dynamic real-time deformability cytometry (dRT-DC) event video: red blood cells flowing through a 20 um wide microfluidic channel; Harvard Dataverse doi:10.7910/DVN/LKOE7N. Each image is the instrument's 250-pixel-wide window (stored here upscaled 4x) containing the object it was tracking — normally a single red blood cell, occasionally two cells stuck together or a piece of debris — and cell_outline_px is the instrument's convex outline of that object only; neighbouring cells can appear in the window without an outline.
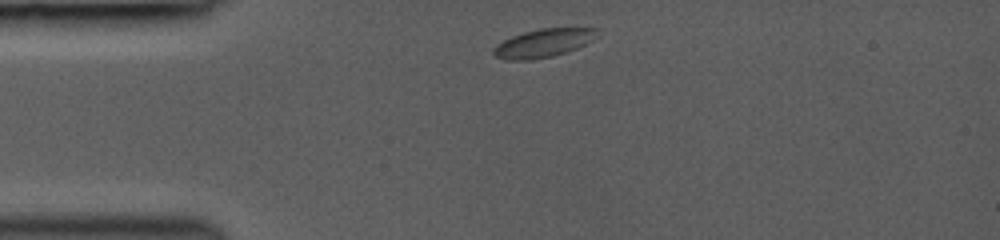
{"species": "common noctule bat (a hibernating species)", "species_latin": "Nyctalus noctula", "temperature_condition": "room temperature", "stored_images_in_passage": 7, "camera_frame_rate_fps": 3000, "um_per_image_px": 0.085, "animal": {"sex": "female", "body_mass_g": 19.0, "forearm_length_mm": 53.3}, "frame": {"image": 1, "passage_image": 1, "time_ms": 0.0, "image_size_px": [1000, 240], "cell_outline_px": [[604, 32], [592, 40], [576, 48], [552, 56], [532, 60], [508, 60], [496, 56], [492, 52], [492, 48], [496, 44], [512, 36], [524, 32], [540, 28], [600, 28]], "centroid_in_image_um": [46.23, 3.64], "position_along_channel_um": 38.8, "area_um2": 17.22}}
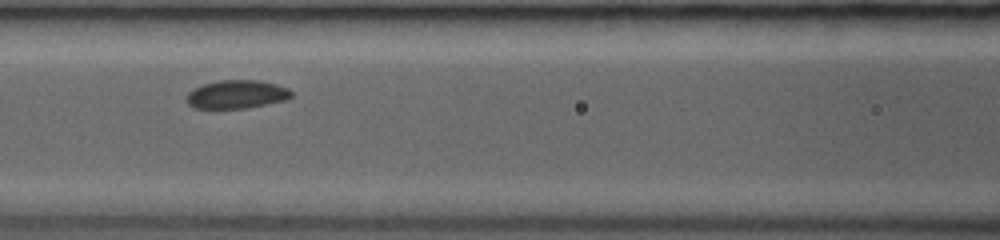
{"frame": {"image": 2, "passage_image": 5, "time_ms": 3.333, "image_size_px": [1000, 240], "cell_outline_px": [[292, 96], [284, 100], [248, 108], [192, 108], [188, 104], [188, 92], [192, 88], [200, 84], [216, 80], [260, 80], [276, 84], [288, 88], [292, 92]], "centroid_in_image_um": [20.09, 8.0], "position_along_channel_um": 146.5, "area_um2": 17.46}}
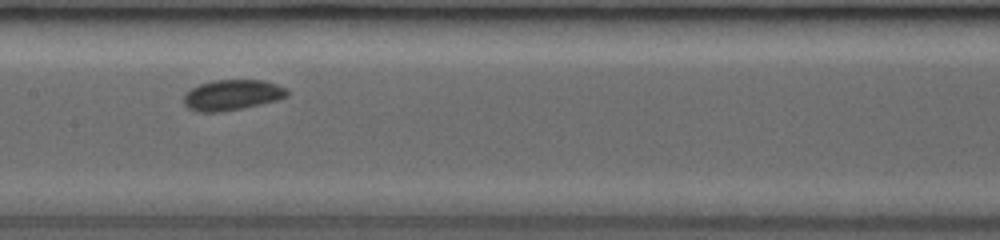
{"frame": {"image": 3, "passage_image": 6, "time_ms": 4.333, "image_size_px": [1000, 240], "cell_outline_px": [[288, 96], [276, 100], [260, 104], [220, 112], [196, 112], [188, 108], [184, 104], [184, 92], [200, 84], [212, 80], [264, 80], [288, 88]], "centroid_in_image_um": [19.71, 8.07], "position_along_channel_um": 187.7, "area_um2": 18.44}}